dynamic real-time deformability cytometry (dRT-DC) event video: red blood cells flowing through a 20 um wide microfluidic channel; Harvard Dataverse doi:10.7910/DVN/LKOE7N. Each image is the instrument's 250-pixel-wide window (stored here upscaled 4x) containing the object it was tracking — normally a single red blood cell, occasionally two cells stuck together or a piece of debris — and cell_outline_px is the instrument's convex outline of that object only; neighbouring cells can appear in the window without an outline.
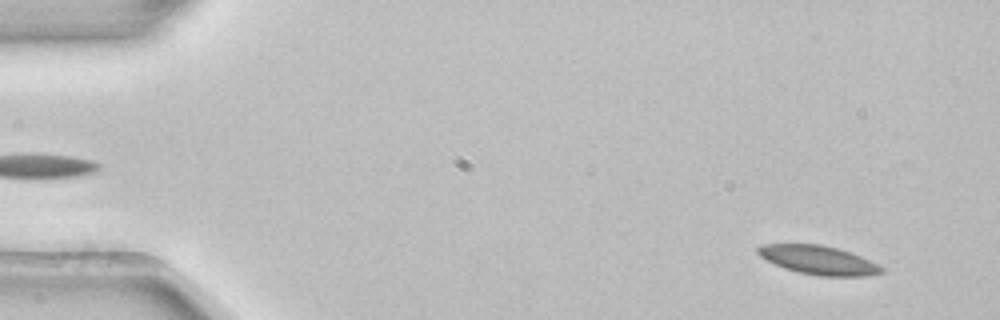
{"species": "common noctule bat (a hibernating species)", "species_latin": "Nyctalus noctula", "temperature_condition": "room temperature", "stored_images_in_passage": 54, "camera_frame_rate_fps": 3000, "um_per_image_px": 0.085, "animal": {"sex": "female", "body_mass_g": 22.7, "forearm_length_mm": 54.2}, "frame": {"image": 1, "passage_image": 4, "time_ms": 1.0, "image_size_px": [1000, 320], "cell_outline_px": [[884, 272], [868, 276], [820, 276], [800, 272], [784, 268], [760, 256], [756, 252], [756, 248], [764, 244], [820, 244], [836, 248], [860, 256], [884, 268]], "centroid_in_image_um": [69.56, 22.11], "position_along_channel_um": 15.4, "area_um2": 20.46}}
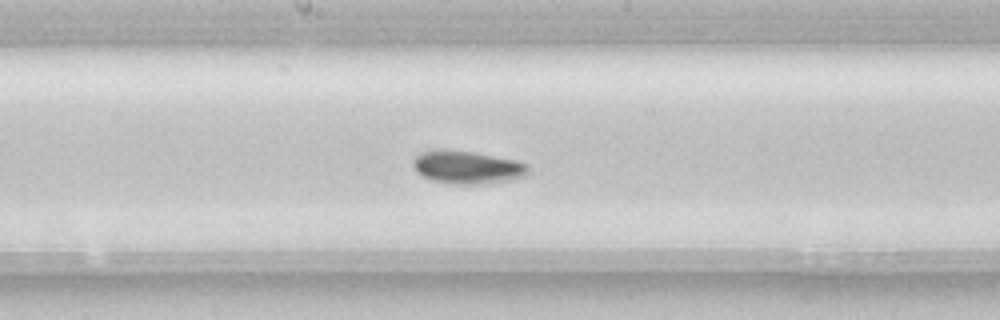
{"frame": {"image": 2, "passage_image": 28, "time_ms": 9.0, "image_size_px": [1000, 320], "cell_outline_px": [[528, 176], [508, 180], [480, 184], [448, 184], [432, 180], [416, 172], [412, 164], [412, 160], [420, 152], [444, 148], [472, 152], [516, 160], [528, 164]], "centroid_in_image_um": [39.69, 14.21], "position_along_channel_um": 208.5, "area_um2": 22.31}}
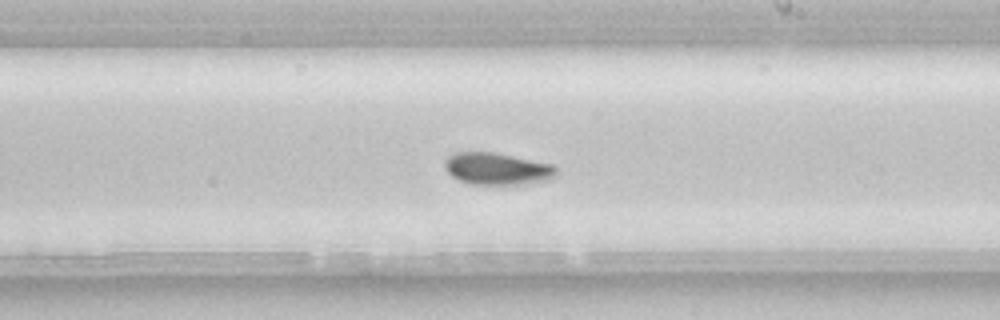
{"frame": {"image": 3, "passage_image": 31, "time_ms": 10.0, "image_size_px": [1000, 320], "cell_outline_px": [[556, 176], [548, 180], [528, 184], [472, 184], [460, 180], [452, 176], [448, 172], [444, 164], [444, 160], [448, 156], [456, 152], [492, 152], [552, 164], [556, 168]], "centroid_in_image_um": [42.26, 14.35], "position_along_channel_um": 246.7, "area_um2": 20.69}}